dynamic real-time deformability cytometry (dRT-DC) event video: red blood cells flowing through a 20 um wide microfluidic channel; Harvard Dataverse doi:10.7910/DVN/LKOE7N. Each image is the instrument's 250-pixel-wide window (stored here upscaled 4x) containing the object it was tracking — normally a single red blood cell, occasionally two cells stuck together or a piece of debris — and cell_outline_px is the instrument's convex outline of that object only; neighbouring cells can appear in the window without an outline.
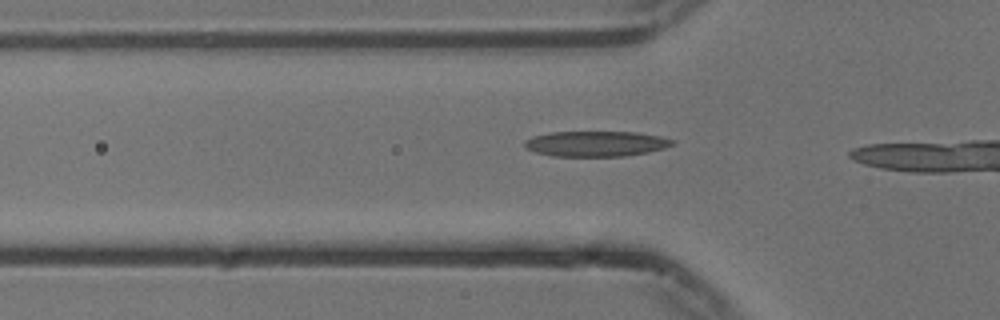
{"species": "common noctule bat (a hibernating species)", "species_latin": "Nyctalus noctula", "temperature_condition": "cold", "stored_images_in_passage": 12, "camera_frame_rate_fps": 3000, "um_per_image_px": 0.085, "animal": {"sex": "male", "body_mass_g": 13.3}, "frame": {"image": 1, "passage_image": 7, "time_ms": 2.0, "image_size_px": [1000, 320], "cell_outline_px": [[676, 144], [664, 148], [648, 152], [624, 156], [552, 156], [536, 152], [528, 148], [524, 144], [524, 140], [532, 136], [552, 132], [636, 132], [660, 136], [676, 140]], "centroid_in_image_um": [50.69, 12.21], "position_along_channel_um": 75.1, "area_um2": 21.91}}
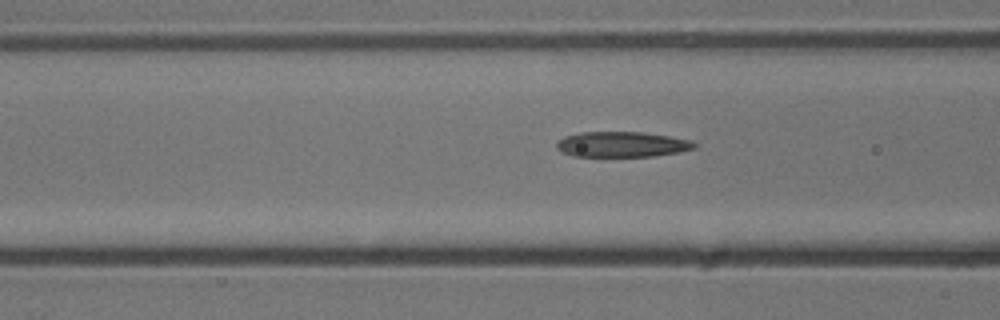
{"frame": {"image": 2, "passage_image": 10, "time_ms": 3.0, "image_size_px": [1000, 320], "cell_outline_px": [[696, 148], [676, 152], [652, 156], [572, 156], [560, 152], [556, 148], [556, 144], [564, 136], [580, 132], [644, 132], [692, 140], [696, 144]], "centroid_in_image_um": [52.83, 12.27], "position_along_channel_um": 113.8, "area_um2": 20.35}}